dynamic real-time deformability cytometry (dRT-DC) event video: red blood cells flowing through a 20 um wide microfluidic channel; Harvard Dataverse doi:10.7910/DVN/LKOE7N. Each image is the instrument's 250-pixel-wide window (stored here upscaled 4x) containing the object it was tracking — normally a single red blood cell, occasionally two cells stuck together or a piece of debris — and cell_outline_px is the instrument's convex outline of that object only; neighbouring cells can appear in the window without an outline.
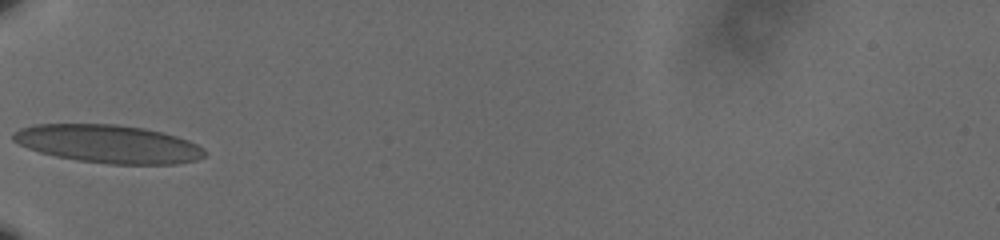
{"species": "human", "species_latin": "Homo sapiens", "temperature_condition": "cold", "stored_images_in_passage": 31, "camera_frame_rate_fps": 3000, "um_per_image_px": 0.085, "donor": {"sex": "male"}, "frame": {"image": 1, "passage_image": 1, "time_ms": 0.0, "image_size_px": [1000, 240], "cell_outline_px": [[204, 156], [196, 160], [176, 164], [108, 164], [76, 160], [56, 156], [40, 152], [28, 148], [12, 140], [12, 132], [20, 128], [32, 124], [116, 124], [144, 128], [176, 136], [188, 140], [204, 148]], "centroid_in_image_um": [9.17, 12.23], "position_along_channel_um": 75.8, "area_um2": 42.54}}
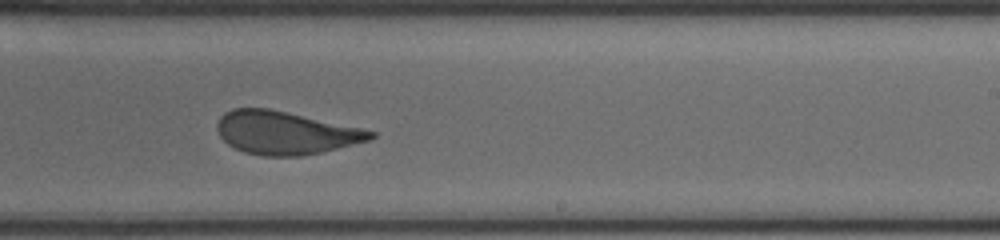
{"frame": {"image": 2, "passage_image": 17, "time_ms": 5.333, "image_size_px": [1000, 240], "cell_outline_px": [[376, 136], [368, 140], [320, 152], [300, 156], [264, 156], [244, 152], [228, 144], [220, 136], [216, 128], [216, 124], [220, 116], [224, 112], [232, 108], [268, 108], [360, 128], [376, 132]], "centroid_in_image_um": [24.19, 11.28], "position_along_channel_um": 264.8, "area_um2": 38.03}}
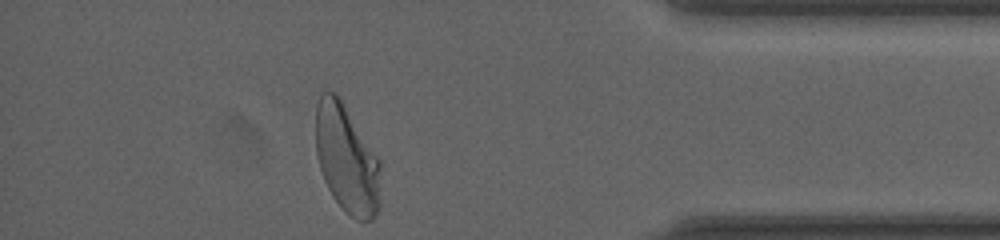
{"frame": {"image": 3, "passage_image": 31, "time_ms": 10.0, "image_size_px": [1000, 240], "cell_outline_px": [[380, 204], [376, 216], [372, 220], [356, 220], [348, 216], [344, 212], [332, 196], [324, 180], [320, 168], [316, 152], [316, 104], [320, 92], [336, 92], [380, 160]], "centroid_in_image_um": [29.47, 13.55], "position_along_channel_um": 405.7, "area_um2": 41.27}, "authors_computed_cell_mechanics": {"area_um2": 39.4196, "velocity_mm_per_s": 3.5669, "shape_relaxation_time_tau1_ms": 4.2344, "shape_relaxation_time_tau2_ms": 0.8137, "deformation_change_tau1": 0.1558, "deformation_change_tau2": 0.0636}}